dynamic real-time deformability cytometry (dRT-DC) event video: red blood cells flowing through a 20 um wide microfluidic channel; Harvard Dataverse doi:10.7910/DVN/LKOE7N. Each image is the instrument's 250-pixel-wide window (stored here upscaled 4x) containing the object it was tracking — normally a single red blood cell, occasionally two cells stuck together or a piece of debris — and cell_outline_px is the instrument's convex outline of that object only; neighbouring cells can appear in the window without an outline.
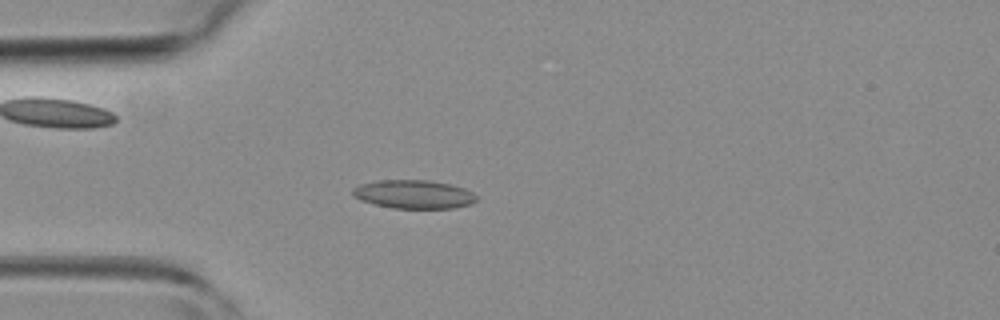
{"species": "common noctule bat (a hibernating species)", "species_latin": "Nyctalus noctula", "temperature_condition": "room temperature", "stored_images_in_passage": 2, "camera_frame_rate_fps": 3000, "um_per_image_px": 0.085, "animal": {"sex": "female", "body_mass_g": 19.3, "forearm_length_mm": 54.1}, "frame": {"image": 1, "passage_image": 2, "time_ms": 1.333, "image_size_px": [1000, 320], "cell_outline_px": [[476, 200], [472, 204], [452, 208], [392, 208], [360, 200], [352, 196], [352, 188], [360, 184], [376, 180], [428, 180], [448, 184], [464, 188], [472, 192], [476, 196]], "centroid_in_image_um": [35.13, 16.51], "position_along_channel_um": 49.9, "area_um2": 20.58}}